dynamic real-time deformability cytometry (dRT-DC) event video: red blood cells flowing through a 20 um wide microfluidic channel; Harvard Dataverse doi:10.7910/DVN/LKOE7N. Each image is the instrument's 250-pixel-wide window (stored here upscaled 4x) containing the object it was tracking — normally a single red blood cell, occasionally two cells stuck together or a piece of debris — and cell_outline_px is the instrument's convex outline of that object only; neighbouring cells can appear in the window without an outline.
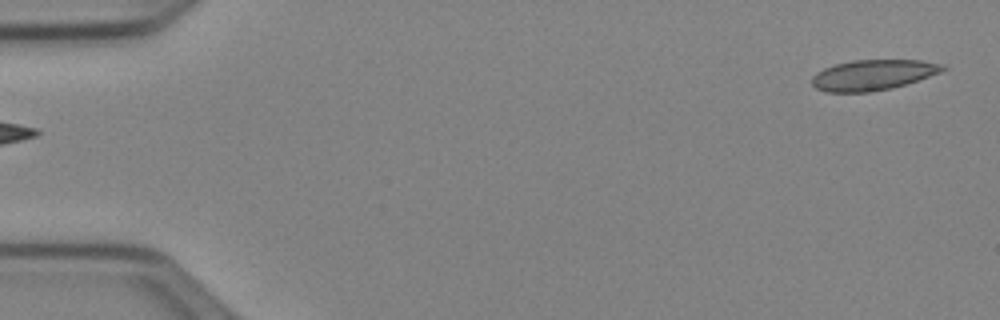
{"species": "Egyptian fruit bat (a non-hibernating species)", "species_latin": "Rousettus aegyptiacus", "temperature_condition": "cold", "stored_images_in_passage": 50, "camera_frame_rate_fps": 3000, "um_per_image_px": 0.085, "animal": {"sex": "female"}, "frame": {"image": 1, "passage_image": 1, "time_ms": 0.0, "image_size_px": [1000, 320], "cell_outline_px": [[948, 68], [940, 72], [892, 88], [868, 92], [828, 92], [816, 88], [812, 84], [812, 76], [816, 72], [824, 68], [836, 64], [852, 60], [920, 60], [948, 64]], "centroid_in_image_um": [74.21, 6.36], "position_along_channel_um": 10.8, "area_um2": 23.18}}
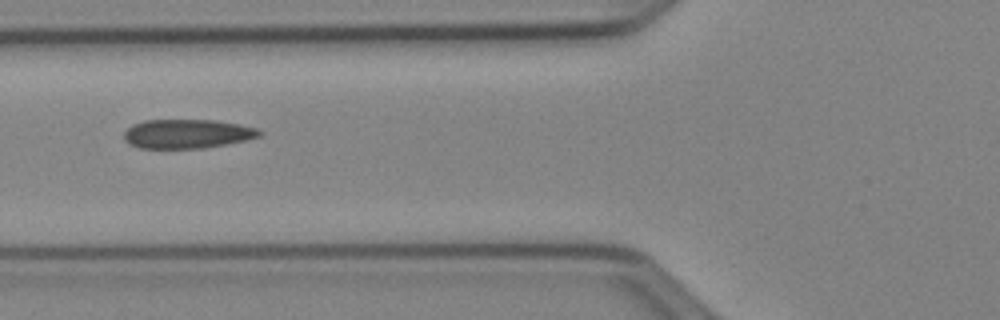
{"frame": {"image": 2, "passage_image": 19, "time_ms": 6.0, "image_size_px": [1000, 320], "cell_outline_px": [[264, 132], [260, 136], [244, 140], [204, 148], [140, 148], [124, 140], [124, 132], [132, 124], [144, 120], [216, 120], [240, 124], [256, 128]], "centroid_in_image_um": [15.91, 11.36], "position_along_channel_um": 109.9, "area_um2": 22.89}}
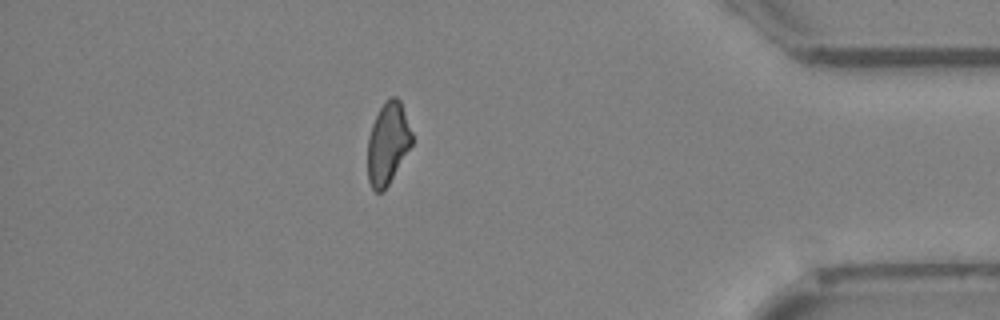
{"frame": {"image": 3, "passage_image": 44, "time_ms": 14.333, "image_size_px": [1000, 320], "cell_outline_px": [[412, 144], [384, 192], [376, 192], [372, 188], [368, 180], [368, 136], [372, 124], [384, 100], [392, 96], [396, 96], [400, 100], [412, 132]], "centroid_in_image_um": [32.96, 12.18], "position_along_channel_um": 402.2, "area_um2": 21.1}, "authors_computed_cell_mechanics": {"area_um2": 22.8599, "velocity_mm_per_s": 3.9576, "shape_relaxation_time_tau1_ms": null, "shape_relaxation_time_tau2_ms": 3.1363, "deformation_change_tau1": null, "deformation_change_tau2": 0.0819}}